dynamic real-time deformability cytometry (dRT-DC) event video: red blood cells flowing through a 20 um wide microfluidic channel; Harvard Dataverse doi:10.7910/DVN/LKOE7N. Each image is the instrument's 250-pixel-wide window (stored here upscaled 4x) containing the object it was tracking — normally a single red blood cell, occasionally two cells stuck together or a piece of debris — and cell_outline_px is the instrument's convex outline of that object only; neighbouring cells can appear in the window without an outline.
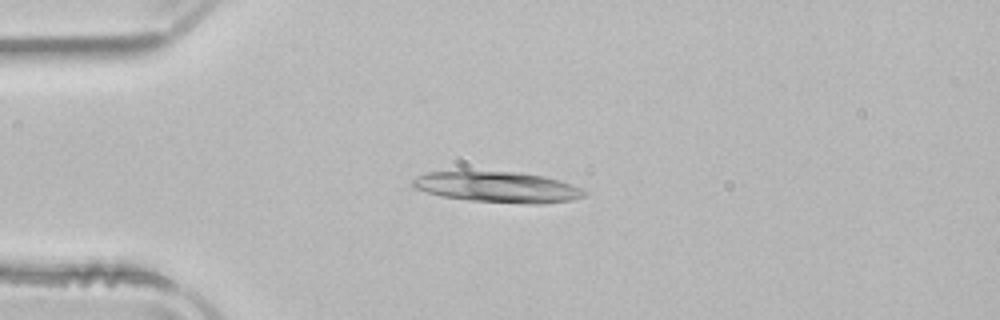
{"species": "common noctule bat (a hibernating species)", "species_latin": "Nyctalus noctula", "temperature_condition": "room temperature", "stored_images_in_passage": 3, "camera_frame_rate_fps": 3000, "um_per_image_px": 0.085, "animal": {"sex": "male", "body_mass_g": 21.5, "forearm_length_mm": 52.0}, "frame": {"image": 1, "passage_image": 2, "time_ms": 0.333, "image_size_px": [1000, 320], "cell_outline_px": [[588, 192], [584, 196], [572, 200], [540, 204], [532, 204], [472, 200], [444, 196], [428, 192], [416, 188], [412, 184], [412, 180], [416, 176], [428, 172], [520, 172], [544, 176], [560, 180], [584, 188]], "centroid_in_image_um": [42.39, 15.9], "position_along_channel_um": 42.6, "area_um2": 30.46}}